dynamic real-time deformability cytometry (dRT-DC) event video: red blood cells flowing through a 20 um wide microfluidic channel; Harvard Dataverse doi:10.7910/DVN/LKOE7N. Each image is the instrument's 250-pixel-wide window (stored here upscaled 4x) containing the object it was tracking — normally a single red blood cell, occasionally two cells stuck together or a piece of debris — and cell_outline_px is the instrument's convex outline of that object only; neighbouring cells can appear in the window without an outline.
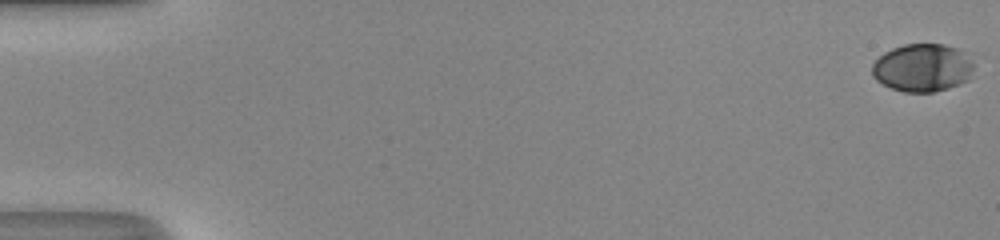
{"species": "human", "species_latin": "Homo sapiens", "temperature_condition": "room temperature", "stored_images_in_passage": 52, "camera_frame_rate_fps": 3000, "um_per_image_px": 0.085, "donor": {"sex": "male"}, "frame": {"image": 1, "passage_image": 1, "time_ms": 0.0, "image_size_px": [1000, 240], "cell_outline_px": [[972, 68], [968, 80], [960, 84], [948, 88], [932, 92], [904, 92], [892, 88], [876, 80], [872, 76], [872, 64], [884, 52], [892, 48], [904, 44], [944, 44], [972, 52]], "centroid_in_image_um": [78.45, 5.74], "position_along_channel_um": 6.6, "area_um2": 28.78}}
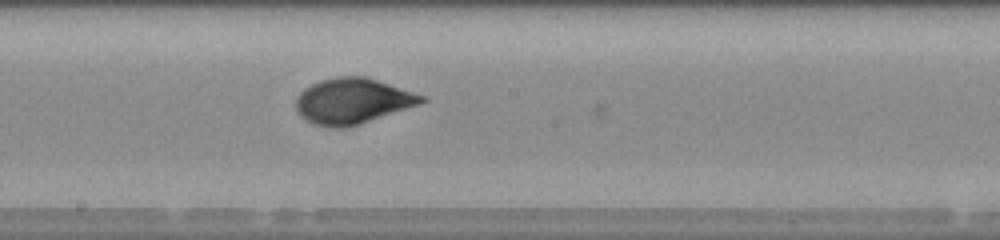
{"frame": {"image": 2, "passage_image": 30, "time_ms": 9.667, "image_size_px": [1000, 240], "cell_outline_px": [[428, 100], [420, 104], [360, 124], [344, 128], [332, 128], [312, 124], [304, 120], [300, 116], [296, 108], [296, 100], [300, 92], [304, 88], [320, 80], [340, 76], [364, 76], [424, 96]], "centroid_in_image_um": [29.93, 8.61], "position_along_channel_um": 218.3, "area_um2": 33.23}}
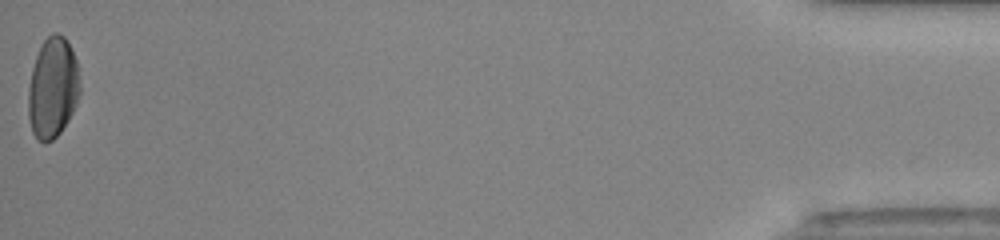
{"frame": {"image": 3, "passage_image": 52, "time_ms": 17.0, "image_size_px": [1000, 240], "cell_outline_px": [[80, 92], [76, 104], [68, 120], [60, 132], [52, 140], [44, 144], [36, 140], [32, 132], [28, 116], [28, 88], [32, 68], [40, 44], [52, 32], [60, 32], [64, 36], [76, 60], [80, 84]], "centroid_in_image_um": [4.46, 7.48], "position_along_channel_um": 430.7, "area_um2": 30.52}, "authors_computed_cell_mechanics": {"area_um2": 31.2409, "velocity_mm_per_s": 4.2267, "shape_relaxation_time_tau1_ms": 3.6625, "shape_relaxation_time_tau2_ms": 0.8631, "deformation_change_tau1": 0.1778, "deformation_change_tau2": 0.0475}}